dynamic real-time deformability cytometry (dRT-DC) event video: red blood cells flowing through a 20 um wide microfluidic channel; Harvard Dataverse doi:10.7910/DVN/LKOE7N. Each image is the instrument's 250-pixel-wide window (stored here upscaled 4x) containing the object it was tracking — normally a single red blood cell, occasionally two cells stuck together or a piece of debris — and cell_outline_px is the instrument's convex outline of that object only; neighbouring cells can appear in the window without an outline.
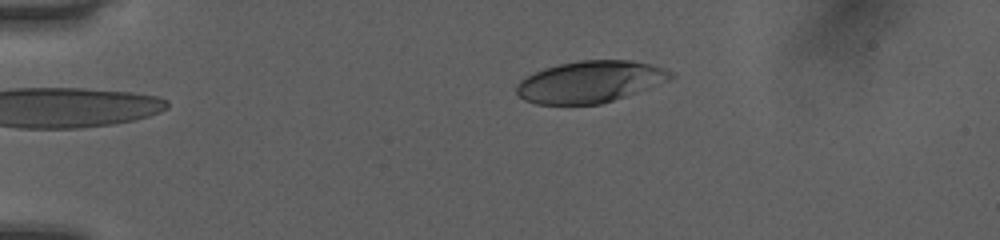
{"species": "human", "species_latin": "Homo sapiens", "temperature_condition": "room temperature", "stored_images_in_passage": 41, "camera_frame_rate_fps": 3000, "um_per_image_px": 0.085, "donor": {"sex": "female"}, "frame": {"image": 1, "passage_image": 1, "time_ms": 0.0, "image_size_px": [1000, 240], "cell_outline_px": [[676, 76], [668, 80], [636, 92], [600, 104], [536, 104], [524, 100], [516, 92], [516, 84], [520, 80], [544, 68], [560, 64], [580, 60], [632, 60], [652, 64], [664, 68], [672, 72]], "centroid_in_image_um": [50.15, 6.94], "position_along_channel_um": 34.8, "area_um2": 37.17}}
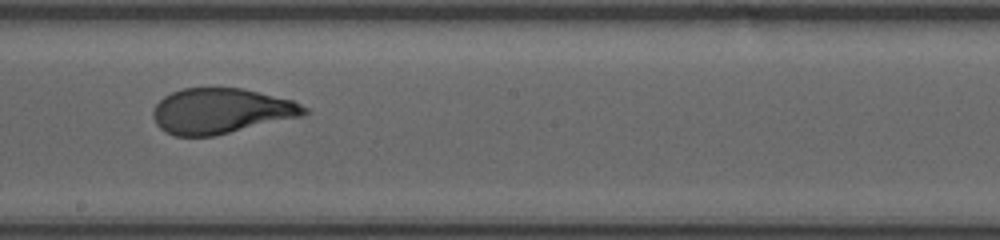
{"frame": {"image": 2, "passage_image": 20, "time_ms": 6.333, "image_size_px": [1000, 240], "cell_outline_px": [[308, 112], [304, 116], [212, 136], [176, 136], [160, 128], [156, 124], [152, 116], [152, 108], [164, 96], [172, 92], [184, 88], [244, 88], [292, 100], [308, 108]], "centroid_in_image_um": [18.79, 9.43], "position_along_channel_um": 229.4, "area_um2": 39.94}}
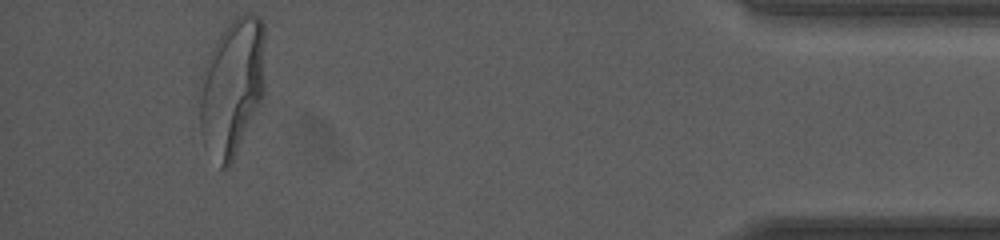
{"frame": {"image": 3, "passage_image": 38, "time_ms": 12.333, "image_size_px": [1000, 240], "cell_outline_px": [[264, 96], [228, 168], [220, 168], [200, 132], [200, 72], [204, 64], [224, 28], [236, 12], [252, 12], [260, 16], [264, 24]], "centroid_in_image_um": [19.75, 7.28], "position_along_channel_um": 415.5, "area_um2": 52.6}, "authors_computed_cell_mechanics": {"area_um2": 41.0958, "velocity_mm_per_s": 4.0273, "shape_relaxation_time_tau1_ms": 4.1515, "shape_relaxation_time_tau2_ms": null, "deformation_change_tau1": 0.2082, "deformation_change_tau2": null}}